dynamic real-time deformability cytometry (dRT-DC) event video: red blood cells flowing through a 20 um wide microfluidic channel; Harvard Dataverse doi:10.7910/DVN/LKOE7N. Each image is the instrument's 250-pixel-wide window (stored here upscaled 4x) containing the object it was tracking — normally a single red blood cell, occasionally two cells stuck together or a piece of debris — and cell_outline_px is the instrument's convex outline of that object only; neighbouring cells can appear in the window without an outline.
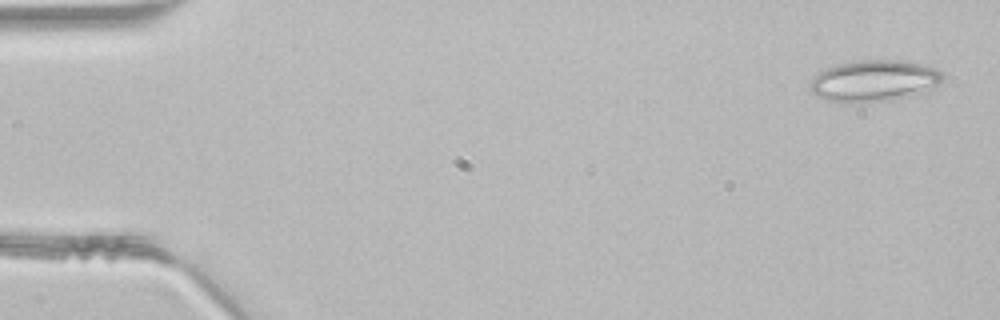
{"species": "common noctule bat (a hibernating species)", "species_latin": "Nyctalus noctula", "temperature_condition": "room temperature", "stored_images_in_passage": 45, "segment_of_instrument_passage": [1, 2], "camera_frame_rate_fps": 3000, "um_per_image_px": 0.085, "animal": {"sex": "male", "body_mass_g": 21.5, "forearm_length_mm": 52.0}, "frame": {"image": 1, "passage_image": 2, "time_ms": 0.333, "image_size_px": [1000, 320], "cell_outline_px": [[944, 76], [936, 88], [928, 92], [908, 96], [860, 104], [840, 104], [816, 96], [812, 92], [808, 84], [820, 72], [836, 64], [852, 60], [908, 60], [924, 64], [936, 68], [944, 72]], "centroid_in_image_um": [74.33, 6.88], "position_along_channel_um": 10.7, "area_um2": 32.83}}
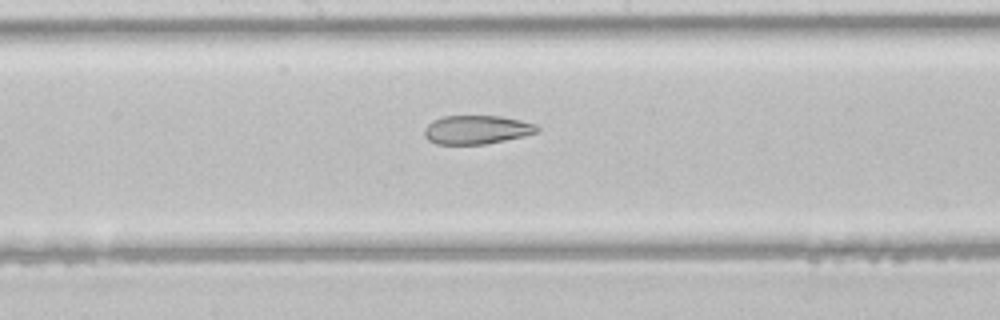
{"frame": {"image": 2, "passage_image": 24, "time_ms": 7.667, "image_size_px": [1000, 320], "cell_outline_px": [[540, 128], [536, 132], [524, 136], [484, 144], [436, 144], [428, 140], [424, 136], [424, 128], [432, 120], [440, 116], [500, 116], [520, 120], [536, 124]], "centroid_in_image_um": [40.48, 11.02], "position_along_channel_um": 207.7, "area_um2": 18.9}}
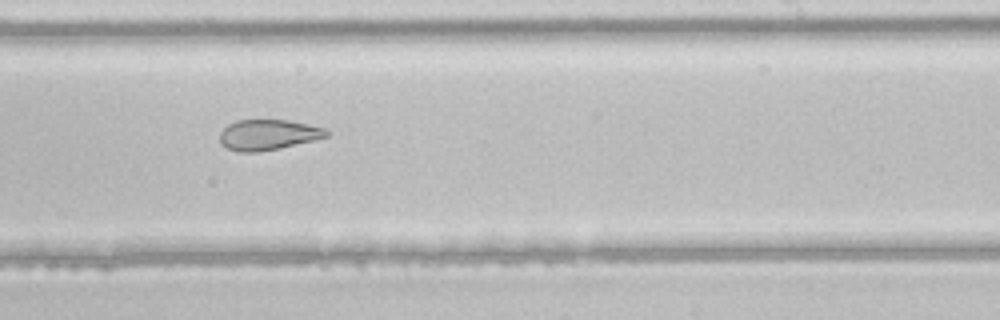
{"frame": {"image": 3, "passage_image": 28, "time_ms": 9.0, "image_size_px": [1000, 320], "cell_outline_px": [[328, 136], [280, 148], [256, 152], [236, 152], [220, 144], [220, 132], [228, 124], [236, 120], [288, 120], [308, 124], [324, 128], [328, 132]], "centroid_in_image_um": [22.74, 11.45], "position_along_channel_um": 266.3, "area_um2": 18.84}}